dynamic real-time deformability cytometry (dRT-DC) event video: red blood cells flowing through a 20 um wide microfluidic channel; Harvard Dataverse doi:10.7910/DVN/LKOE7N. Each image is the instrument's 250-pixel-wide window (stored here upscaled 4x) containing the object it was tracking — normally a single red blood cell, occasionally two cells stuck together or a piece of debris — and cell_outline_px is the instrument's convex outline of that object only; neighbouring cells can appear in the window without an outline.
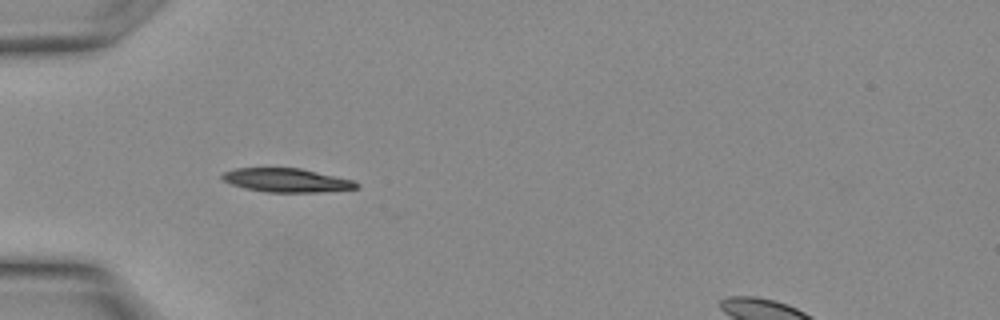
{"species": "Egyptian fruit bat (a non-hibernating species)", "species_latin": "Rousettus aegyptiacus", "temperature_condition": "warm", "stored_images_in_passage": 6, "camera_frame_rate_fps": 3000, "um_per_image_px": 0.085, "animal": {"sex": "female"}, "frame": {"image": 1, "passage_image": 4, "time_ms": 1.0, "image_size_px": [1000, 320], "cell_outline_px": [[360, 184], [356, 188], [320, 192], [268, 192], [244, 188], [232, 184], [224, 180], [220, 176], [224, 172], [236, 168], [300, 168], [352, 180]], "centroid_in_image_um": [24.34, 15.32], "position_along_channel_um": 60.7, "area_um2": 18.32}}
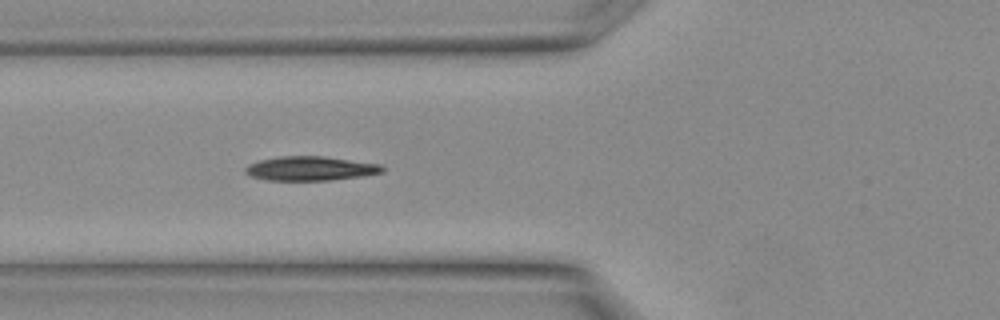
{"frame": {"image": 2, "passage_image": 6, "time_ms": 1.667, "image_size_px": [1000, 320], "cell_outline_px": [[384, 172], [364, 176], [328, 180], [268, 180], [252, 176], [244, 172], [244, 168], [248, 164], [260, 160], [280, 156], [324, 156], [380, 164], [384, 168]], "centroid_in_image_um": [26.39, 14.32], "position_along_channel_um": 99.4, "area_um2": 19.31}}